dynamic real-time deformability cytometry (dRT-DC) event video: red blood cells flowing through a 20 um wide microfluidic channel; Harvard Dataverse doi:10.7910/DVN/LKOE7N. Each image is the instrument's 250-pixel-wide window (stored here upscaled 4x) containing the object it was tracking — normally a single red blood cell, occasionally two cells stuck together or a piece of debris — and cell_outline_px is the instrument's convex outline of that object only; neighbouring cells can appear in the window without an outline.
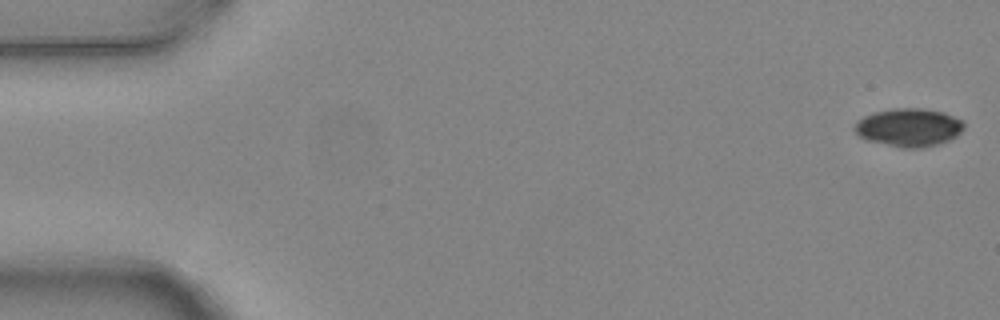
{"species": "common noctule bat (a hibernating species)", "species_latin": "Nyctalus noctula", "temperature_condition": "warm", "stored_images_in_passage": 4, "camera_frame_rate_fps": 3000, "um_per_image_px": 0.085, "animal": {"sex": "female", "body_mass_g": 24.6, "forearm_length_mm": 56.2}, "frame": {"image": 1, "passage_image": 1, "time_ms": 0.0, "image_size_px": [1000, 320], "cell_outline_px": [[964, 128], [956, 136], [948, 140], [936, 144], [920, 148], [900, 148], [868, 140], [860, 136], [852, 128], [856, 120], [872, 112], [892, 108], [920, 108], [944, 112], [964, 120]], "centroid_in_image_um": [77.23, 10.82], "position_along_channel_um": 7.8, "area_um2": 24.51}}
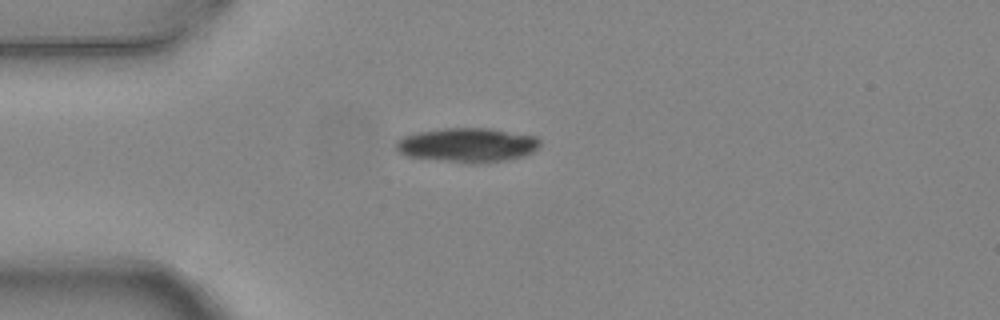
{"frame": {"image": 2, "passage_image": 4, "time_ms": 1.0, "image_size_px": [1000, 320], "cell_outline_px": [[540, 144], [532, 152], [524, 156], [508, 160], [480, 164], [472, 164], [404, 156], [396, 152], [396, 140], [404, 136], [416, 132], [444, 128], [488, 128], [536, 136], [540, 140]], "centroid_in_image_um": [39.7, 12.34], "position_along_channel_um": 45.3, "area_um2": 29.13}}